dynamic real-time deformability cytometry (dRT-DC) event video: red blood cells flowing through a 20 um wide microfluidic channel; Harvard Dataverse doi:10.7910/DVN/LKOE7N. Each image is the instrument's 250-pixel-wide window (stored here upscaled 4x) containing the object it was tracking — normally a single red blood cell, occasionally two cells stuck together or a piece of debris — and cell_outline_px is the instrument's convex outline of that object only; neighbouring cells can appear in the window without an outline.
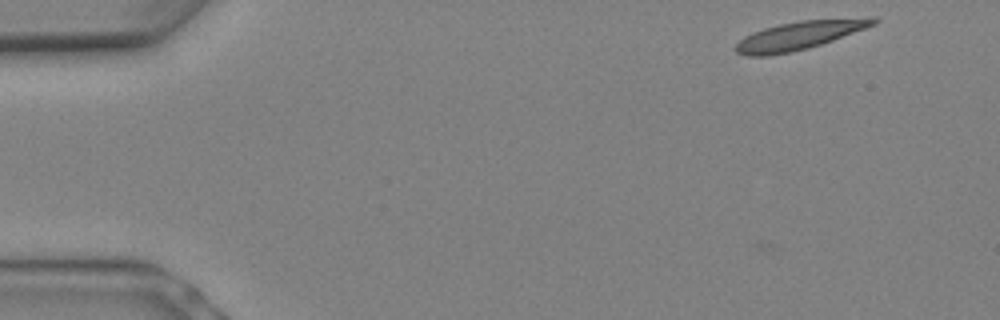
{"species": "Egyptian fruit bat (a non-hibernating species)", "species_latin": "Rousettus aegyptiacus", "temperature_condition": "warm", "stored_images_in_passage": 7, "camera_frame_rate_fps": 3000, "um_per_image_px": 0.085, "animal": {"sex": "female"}, "frame": {"image": 1, "passage_image": 1, "time_ms": 0.0, "image_size_px": [1000, 320], "cell_outline_px": [[880, 20], [876, 24], [832, 40], [808, 48], [768, 56], [748, 56], [736, 52], [732, 48], [744, 36], [752, 32], [764, 28], [780, 24], [800, 20], [872, 16], [876, 16]], "centroid_in_image_um": [67.97, 2.98], "position_along_channel_um": 17.0, "area_um2": 22.95}}
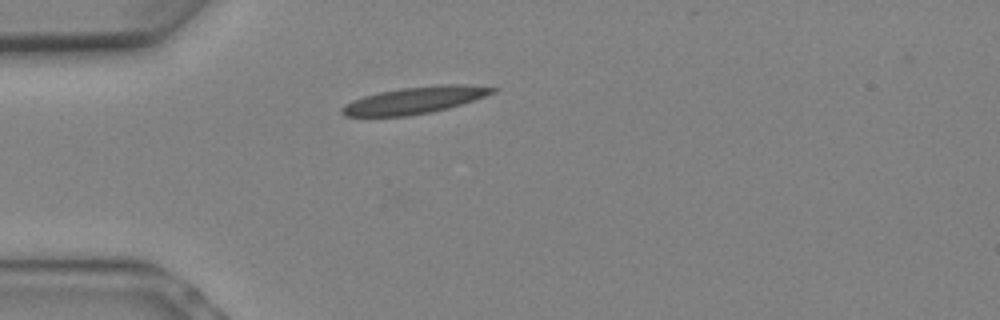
{"frame": {"image": 2, "passage_image": 5, "time_ms": 1.333, "image_size_px": [1000, 320], "cell_outline_px": [[500, 88], [496, 92], [448, 108], [432, 112], [408, 116], [344, 116], [340, 112], [340, 108], [344, 104], [352, 100], [364, 96], [380, 92], [404, 88], [440, 84], [464, 84]], "centroid_in_image_um": [35.24, 8.52], "position_along_channel_um": 49.8, "area_um2": 23.47}}
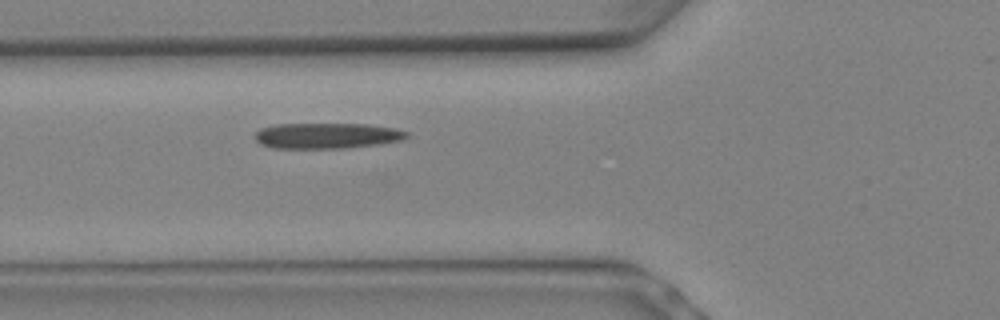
{"frame": {"image": 3, "passage_image": 7, "time_ms": 2.0, "image_size_px": [1000, 320], "cell_outline_px": [[408, 136], [404, 140], [380, 144], [344, 148], [272, 148], [260, 144], [252, 136], [260, 128], [276, 124], [368, 124], [396, 128], [408, 132]], "centroid_in_image_um": [27.78, 11.53], "position_along_channel_um": 98.0, "area_um2": 22.95}}